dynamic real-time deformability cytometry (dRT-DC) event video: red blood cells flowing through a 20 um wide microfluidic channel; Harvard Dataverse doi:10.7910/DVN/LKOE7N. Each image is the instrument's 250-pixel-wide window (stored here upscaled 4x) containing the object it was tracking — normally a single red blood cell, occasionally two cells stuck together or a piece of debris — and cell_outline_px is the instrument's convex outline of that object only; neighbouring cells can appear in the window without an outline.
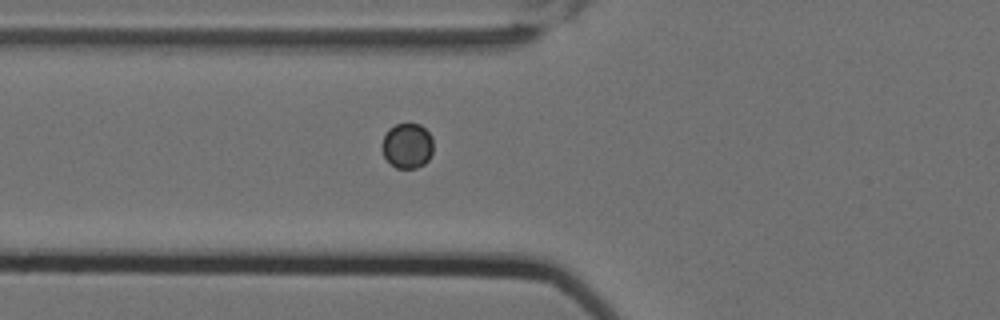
{"species": "Egyptian fruit bat (a non-hibernating species)", "species_latin": "Rousettus aegyptiacus", "temperature_condition": "cold", "stored_images_in_passage": 8, "camera_frame_rate_fps": 3000, "um_per_image_px": 0.085, "animal": {"sex": "female"}, "frame": {"image": 1, "passage_image": 7, "time_ms": 2.0, "image_size_px": [1000, 320], "cell_outline_px": [[432, 152], [428, 160], [424, 164], [416, 168], [396, 168], [384, 156], [384, 136], [388, 128], [396, 124], [420, 124], [432, 136]], "centroid_in_image_um": [34.65, 12.38], "position_along_channel_um": 91.2, "area_um2": 13.24}}